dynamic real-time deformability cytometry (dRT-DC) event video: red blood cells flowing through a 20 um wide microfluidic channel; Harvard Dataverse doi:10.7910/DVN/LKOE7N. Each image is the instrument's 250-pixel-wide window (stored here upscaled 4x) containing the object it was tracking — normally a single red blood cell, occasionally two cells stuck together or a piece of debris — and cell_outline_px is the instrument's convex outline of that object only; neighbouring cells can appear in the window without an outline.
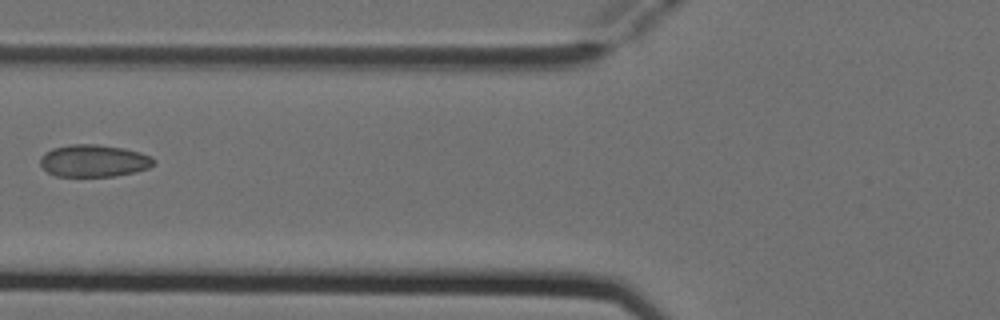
{"species": "Egyptian fruit bat (a non-hibernating species)", "species_latin": "Rousettus aegyptiacus", "temperature_condition": "cold", "stored_images_in_passage": 5, "camera_frame_rate_fps": 3000, "um_per_image_px": 0.085, "animal": {"sex": "female"}, "frame": {"image": 1, "passage_image": 4, "time_ms": 1.0, "image_size_px": [1000, 320], "cell_outline_px": [[156, 160], [148, 168], [136, 172], [116, 176], [56, 176], [48, 172], [40, 164], [40, 156], [44, 152], [52, 148], [68, 144], [96, 144], [124, 148], [140, 152]], "centroid_in_image_um": [7.94, 13.66], "position_along_channel_um": 117.9, "area_um2": 21.39}}
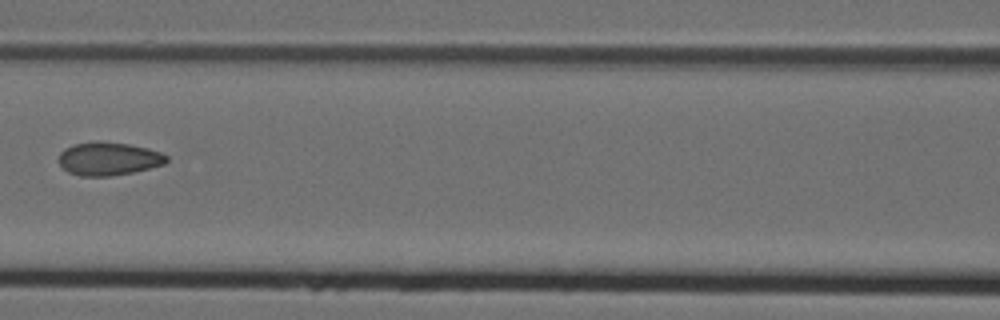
{"frame": {"image": 2, "passage_image": 5, "time_ms": 1.333, "image_size_px": [1000, 320], "cell_outline_px": [[168, 160], [164, 164], [132, 172], [112, 176], [80, 176], [68, 172], [60, 164], [60, 152], [64, 148], [72, 144], [96, 140], [100, 140], [128, 144], [148, 148], [160, 152], [168, 156]], "centroid_in_image_um": [9.21, 13.47], "position_along_channel_um": 157.4, "area_um2": 20.98}}